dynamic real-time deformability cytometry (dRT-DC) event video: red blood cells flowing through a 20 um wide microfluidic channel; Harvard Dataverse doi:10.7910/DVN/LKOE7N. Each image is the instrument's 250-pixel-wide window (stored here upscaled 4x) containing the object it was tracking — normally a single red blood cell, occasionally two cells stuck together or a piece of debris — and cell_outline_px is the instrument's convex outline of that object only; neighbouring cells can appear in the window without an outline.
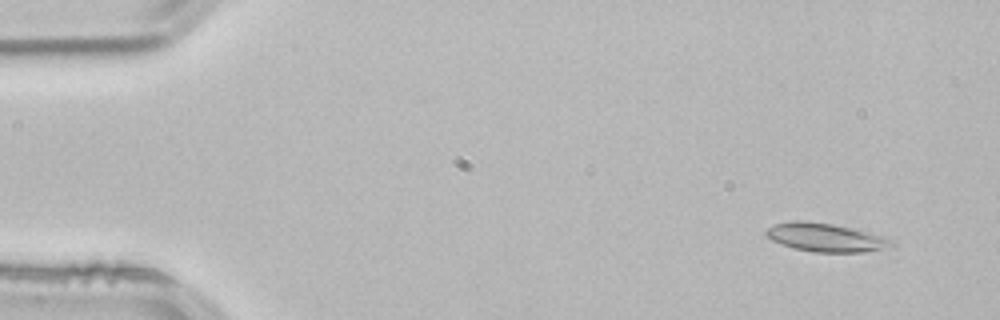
{"species": "common noctule bat (a hibernating species)", "species_latin": "Nyctalus noctula", "temperature_condition": "room temperature", "stored_images_in_passage": 12, "camera_frame_rate_fps": 3000, "um_per_image_px": 0.085, "animal": {"sex": "male", "body_mass_g": 21.5, "forearm_length_mm": 52.0}, "frame": {"image": 1, "passage_image": 1, "time_ms": 0.0, "image_size_px": [1000, 320], "cell_outline_px": [[896, 244], [864, 252], [816, 252], [796, 248], [772, 240], [764, 232], [764, 228], [776, 224], [792, 220], [800, 220], [832, 224], [868, 232], [884, 236], [892, 240]], "centroid_in_image_um": [70.15, 20.17], "position_along_channel_um": 14.9, "area_um2": 20.4}}